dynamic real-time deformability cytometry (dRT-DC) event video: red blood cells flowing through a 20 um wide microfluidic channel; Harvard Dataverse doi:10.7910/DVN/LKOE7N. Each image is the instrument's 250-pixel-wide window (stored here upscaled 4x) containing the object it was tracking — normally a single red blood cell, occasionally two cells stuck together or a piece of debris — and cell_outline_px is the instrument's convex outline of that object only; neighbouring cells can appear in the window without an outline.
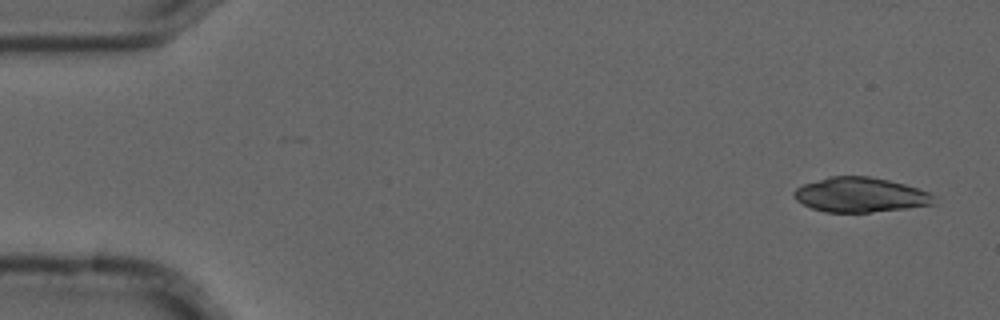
{"species": "common noctule bat (a hibernating species)", "species_latin": "Nyctalus noctula", "temperature_condition": "cold", "stored_images_in_passage": 5, "camera_frame_rate_fps": 3000, "um_per_image_px": 0.085, "animal": {"sex": "male", "forearm_length_mm": 52.5}, "frame": {"image": 1, "passage_image": 1, "time_ms": 0.0, "image_size_px": [1000, 320], "cell_outline_px": [[936, 196], [932, 204], [904, 208], [868, 212], [824, 212], [812, 208], [796, 200], [792, 196], [792, 192], [796, 188], [804, 184], [828, 176], [868, 176], [888, 180], [904, 184], [928, 192]], "centroid_in_image_um": [73.07, 16.55], "position_along_channel_um": 11.9, "area_um2": 28.09}}